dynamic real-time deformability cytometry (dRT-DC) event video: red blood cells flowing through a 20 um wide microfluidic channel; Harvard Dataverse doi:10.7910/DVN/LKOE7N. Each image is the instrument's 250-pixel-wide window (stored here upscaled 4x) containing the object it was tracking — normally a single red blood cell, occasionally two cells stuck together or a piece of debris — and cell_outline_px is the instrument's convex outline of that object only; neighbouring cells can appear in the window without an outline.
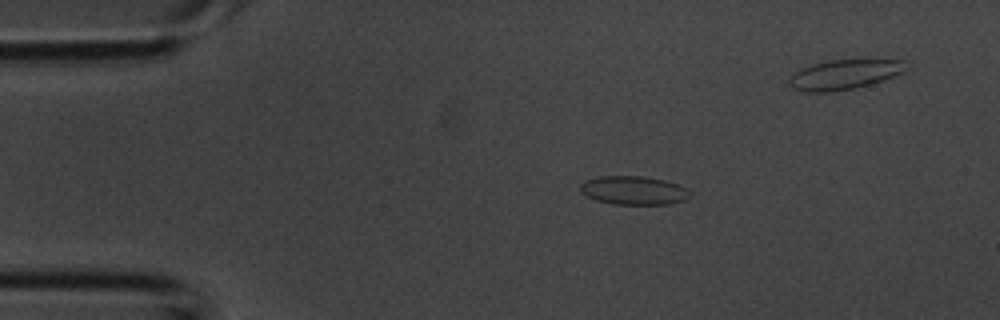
{"species": "common noctule bat (a hibernating species)", "species_latin": "Nyctalus noctula", "temperature_condition": "room temperature", "stored_images_in_passage": 3, "camera_frame_rate_fps": 3000, "um_per_image_px": 0.085, "animal": {"sex": "male", "body_mass_g": 20.1, "forearm_length_mm": 53.5}, "frame": {"image": 1, "passage_image": 1, "time_ms": 0.0, "image_size_px": [1000, 320], "cell_outline_px": [[692, 196], [684, 200], [668, 204], [612, 204], [596, 200], [580, 192], [580, 184], [584, 180], [600, 176], [644, 176], [664, 180], [676, 184], [692, 192]], "centroid_in_image_um": [53.85, 16.18], "position_along_channel_um": 31.2, "area_um2": 18.32}}